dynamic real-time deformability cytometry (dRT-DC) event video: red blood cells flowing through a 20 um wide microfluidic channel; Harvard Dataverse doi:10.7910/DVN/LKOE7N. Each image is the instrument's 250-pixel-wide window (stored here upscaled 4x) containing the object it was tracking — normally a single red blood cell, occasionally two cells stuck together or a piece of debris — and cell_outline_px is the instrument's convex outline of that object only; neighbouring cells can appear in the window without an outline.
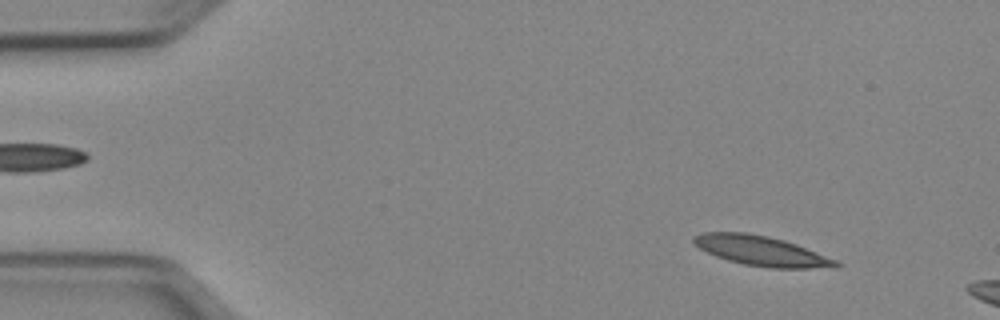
{"species": "Egyptian fruit bat (a non-hibernating species)", "species_latin": "Rousettus aegyptiacus", "temperature_condition": "cold", "stored_images_in_passage": 15, "camera_frame_rate_fps": 3000, "um_per_image_px": 0.085, "animal": {"sex": "female"}, "frame": {"image": 1, "passage_image": 5, "time_ms": 1.333, "image_size_px": [1000, 320], "cell_outline_px": [[844, 264], [836, 268], [768, 268], [744, 264], [728, 260], [716, 256], [700, 248], [692, 240], [692, 236], [700, 232], [748, 232], [768, 236], [784, 240], [796, 244], [836, 260]], "centroid_in_image_um": [64.73, 21.32], "position_along_channel_um": 20.3, "area_um2": 24.8}}